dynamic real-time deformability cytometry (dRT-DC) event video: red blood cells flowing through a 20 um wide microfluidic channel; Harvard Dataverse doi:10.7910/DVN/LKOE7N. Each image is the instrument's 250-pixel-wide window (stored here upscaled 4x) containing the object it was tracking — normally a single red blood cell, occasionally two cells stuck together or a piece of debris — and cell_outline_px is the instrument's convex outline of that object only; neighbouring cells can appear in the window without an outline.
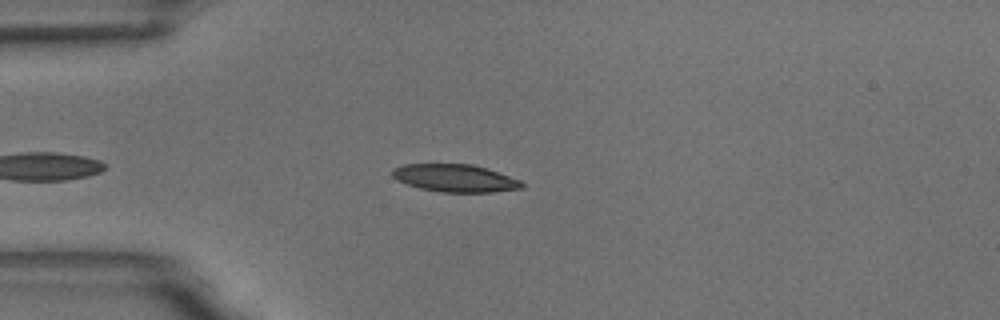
{"species": "common noctule bat (a hibernating species)", "species_latin": "Nyctalus noctula", "temperature_condition": "room temperature", "stored_images_in_passage": 44, "camera_frame_rate_fps": 3000, "um_per_image_px": 0.085, "animal": {"sex": "male", "body_mass_g": 18.8}, "frame": {"image": 1, "passage_image": 4, "time_ms": 1.0, "image_size_px": [1000, 320], "cell_outline_px": [[524, 188], [492, 192], [440, 192], [420, 188], [396, 180], [392, 176], [392, 168], [404, 164], [472, 164], [520, 180], [524, 184]], "centroid_in_image_um": [38.65, 15.14], "position_along_channel_um": 46.4, "area_um2": 20.69}}
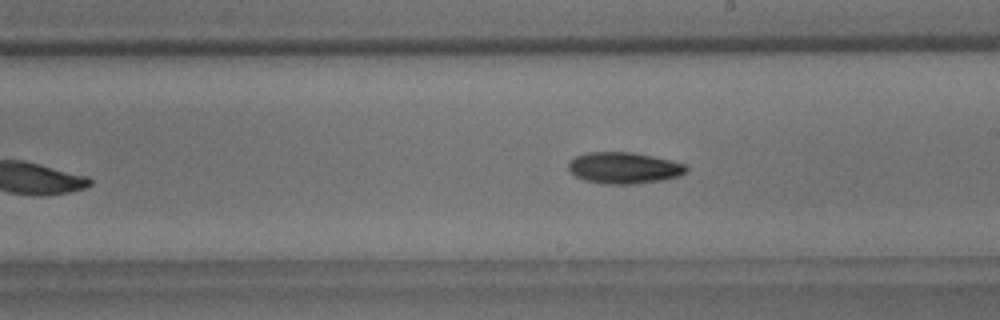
{"frame": {"image": 2, "passage_image": 22, "time_ms": 7.0, "image_size_px": [1000, 320], "cell_outline_px": [[688, 172], [680, 176], [664, 180], [636, 184], [608, 184], [584, 180], [576, 176], [568, 168], [568, 164], [576, 156], [588, 152], [632, 152], [672, 160], [688, 164]], "centroid_in_image_um": [53.12, 14.27], "position_along_channel_um": 235.9, "area_um2": 21.73}}
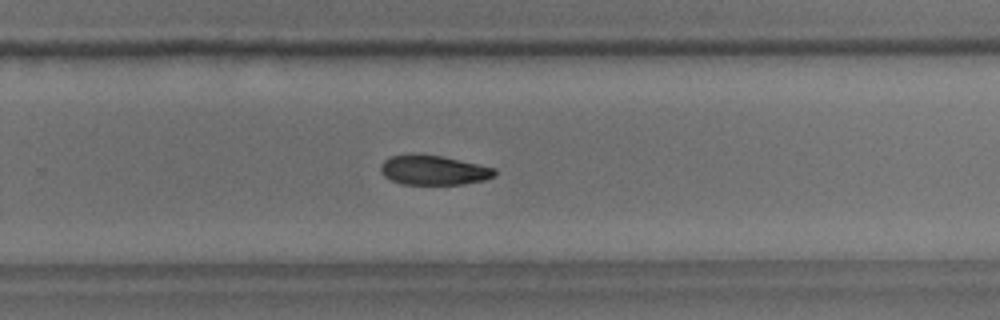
{"frame": {"image": 3, "passage_image": 27, "time_ms": 8.667, "image_size_px": [1000, 320], "cell_outline_px": [[496, 176], [484, 180], [464, 184], [404, 184], [392, 180], [384, 176], [380, 172], [380, 168], [384, 160], [392, 156], [444, 156], [496, 168]], "centroid_in_image_um": [36.92, 14.49], "position_along_channel_um": 292.9, "area_um2": 19.25}, "authors_computed_cell_mechanics": {"area_um2": 20.6346, "velocity_mm_per_s": 3.4231, "shape_relaxation_time_tau1_ms": 5.3481, "shape_relaxation_time_tau2_ms": null, "deformation_change_tau1": 0.1141, "deformation_change_tau2": null}}